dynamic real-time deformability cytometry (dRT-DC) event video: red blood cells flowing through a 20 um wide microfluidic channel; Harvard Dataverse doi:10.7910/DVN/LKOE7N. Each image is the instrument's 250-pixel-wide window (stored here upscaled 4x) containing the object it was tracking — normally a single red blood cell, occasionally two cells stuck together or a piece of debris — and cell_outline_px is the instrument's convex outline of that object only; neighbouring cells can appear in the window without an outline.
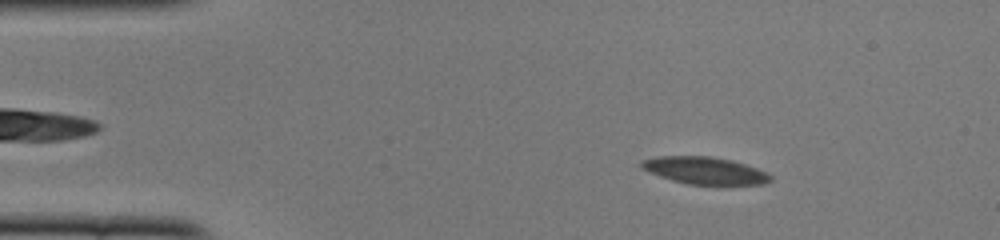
{"species": "common noctule bat (a hibernating species)", "species_latin": "Nyctalus noctula", "temperature_condition": "cold", "stored_images_in_passage": 55, "camera_frame_rate_fps": 3000, "um_per_image_px": 0.085, "animal": {"sex": "female", "body_mass_g": 22.0, "forearm_length_mm": 56.7}, "frame": {"image": 1, "passage_image": 8, "time_ms": 2.333, "image_size_px": [1000, 240], "cell_outline_px": [[772, 180], [764, 184], [688, 184], [672, 180], [660, 176], [640, 168], [640, 160], [656, 156], [712, 156], [732, 160], [756, 168], [772, 176]], "centroid_in_image_um": [59.86, 14.48], "position_along_channel_um": 25.1, "area_um2": 20.35}}
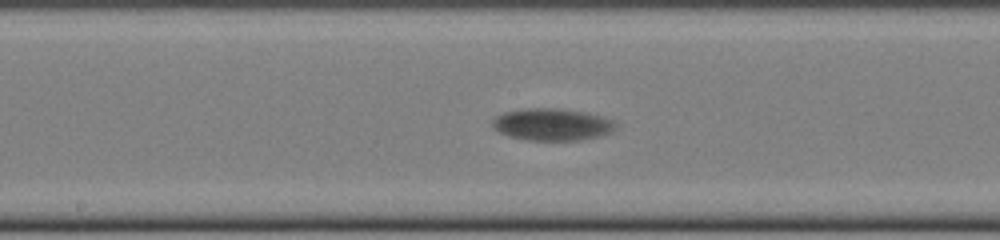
{"frame": {"image": 2, "passage_image": 28, "time_ms": 9.0, "image_size_px": [1000, 240], "cell_outline_px": [[616, 128], [612, 132], [600, 136], [580, 140], [528, 140], [508, 136], [492, 128], [492, 120], [496, 116], [504, 112], [524, 108], [560, 108], [584, 112], [604, 116], [612, 120], [616, 124]], "centroid_in_image_um": [46.93, 10.57], "position_along_channel_um": 201.3, "area_um2": 23.24}}
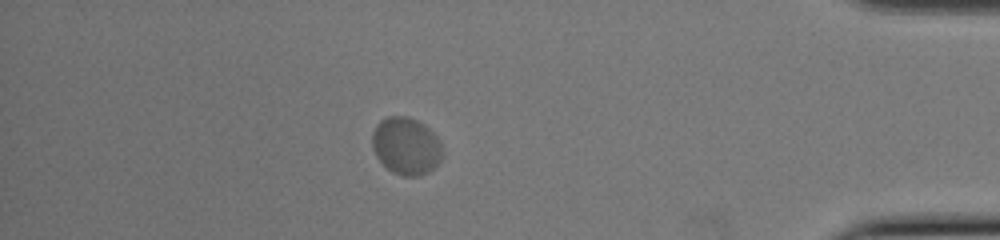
{"frame": {"image": 3, "passage_image": 48, "time_ms": 15.667, "image_size_px": [1000, 240], "cell_outline_px": [[444, 156], [428, 172], [416, 176], [400, 176], [392, 172], [376, 156], [372, 148], [372, 132], [376, 124], [380, 120], [388, 116], [408, 116], [424, 124], [440, 140], [444, 148]], "centroid_in_image_um": [34.53, 12.4], "position_along_channel_um": 400.7, "area_um2": 23.7}, "authors_computed_cell_mechanics": {"area_um2": 22.6576, "velocity_mm_per_s": 3.6227, "shape_relaxation_time_tau1_ms": 3.3501, "shape_relaxation_time_tau2_ms": null, "deformation_change_tau1": 0.0852, "deformation_change_tau2": null}}